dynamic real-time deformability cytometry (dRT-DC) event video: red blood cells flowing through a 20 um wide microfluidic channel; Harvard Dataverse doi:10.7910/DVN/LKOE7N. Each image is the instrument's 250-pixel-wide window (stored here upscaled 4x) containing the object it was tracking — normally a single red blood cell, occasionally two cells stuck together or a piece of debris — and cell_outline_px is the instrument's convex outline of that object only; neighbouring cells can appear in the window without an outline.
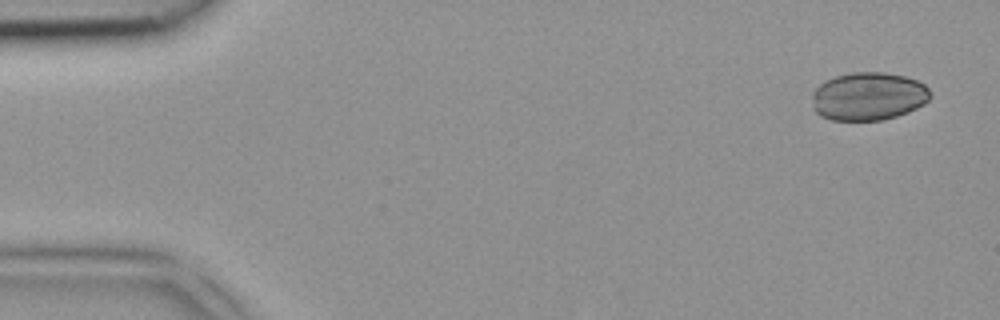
{"species": "common noctule bat (a hibernating species)", "species_latin": "Nyctalus noctula", "temperature_condition": "room temperature", "stored_images_in_passage": 3, "camera_frame_rate_fps": 3000, "um_per_image_px": 0.085, "animal": {"sex": "female", "body_mass_g": 18.4}, "frame": {"image": 1, "passage_image": 1, "time_ms": 0.0, "image_size_px": [1000, 320], "cell_outline_px": [[932, 96], [924, 104], [908, 112], [884, 120], [832, 120], [820, 116], [812, 108], [812, 92], [824, 80], [836, 76], [852, 72], [884, 72], [904, 76], [916, 80], [924, 84], [928, 88]], "centroid_in_image_um": [73.8, 8.19], "position_along_channel_um": 11.2, "area_um2": 33.41}}